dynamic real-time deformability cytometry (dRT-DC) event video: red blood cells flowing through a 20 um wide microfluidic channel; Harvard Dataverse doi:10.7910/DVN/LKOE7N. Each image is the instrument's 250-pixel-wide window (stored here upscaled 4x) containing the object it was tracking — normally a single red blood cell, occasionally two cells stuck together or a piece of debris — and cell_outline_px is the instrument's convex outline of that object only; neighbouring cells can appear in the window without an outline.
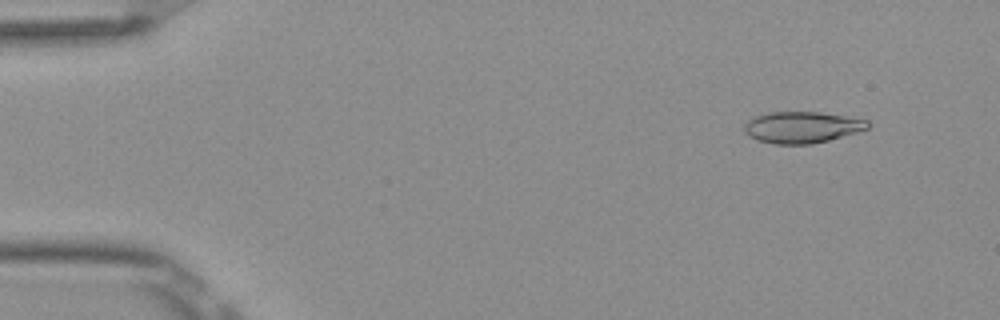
{"species": "Egyptian fruit bat (a non-hibernating species)", "species_latin": "Rousettus aegyptiacus", "temperature_condition": "room temperature", "stored_images_in_passage": 50, "segment_of_instrument_passage": [1, 2], "camera_frame_rate_fps": 3000, "um_per_image_px": 0.085, "frame": {"image": 1, "passage_image": 2, "time_ms": 0.333, "image_size_px": [1000, 320], "cell_outline_px": [[872, 124], [868, 128], [856, 132], [828, 140], [812, 144], [776, 144], [756, 140], [748, 136], [744, 132], [744, 124], [748, 120], [756, 116], [768, 112], [820, 112], [868, 120]], "centroid_in_image_um": [68.14, 10.82], "position_along_channel_um": 16.9, "area_um2": 22.6}}
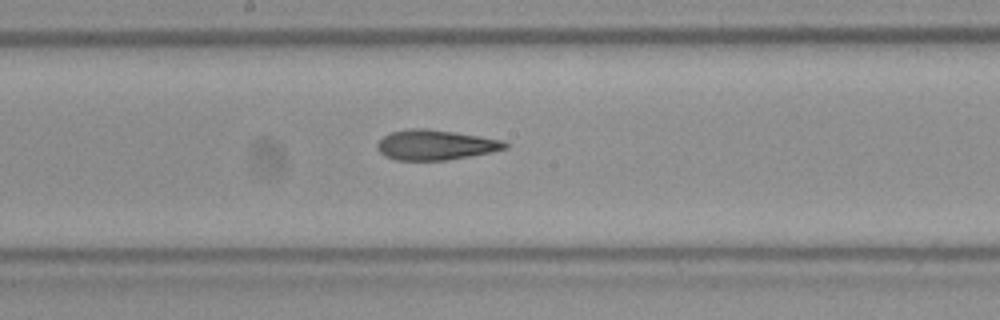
{"frame": {"image": 2, "passage_image": 25, "time_ms": 8.0, "image_size_px": [1000, 320], "cell_outline_px": [[508, 148], [492, 152], [448, 160], [396, 160], [384, 156], [376, 148], [376, 144], [384, 136], [392, 132], [412, 128], [428, 128], [480, 136], [504, 140], [508, 144]], "centroid_in_image_um": [37.02, 12.32], "position_along_channel_um": 211.2, "area_um2": 22.48}}
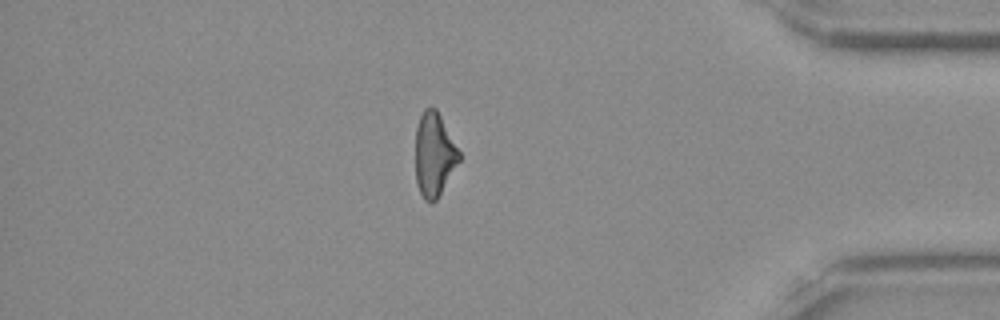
{"frame": {"image": 3, "passage_image": 42, "time_ms": 13.667, "image_size_px": [1000, 320], "cell_outline_px": [[460, 160], [436, 200], [424, 200], [416, 184], [416, 128], [420, 116], [424, 108], [436, 108], [460, 152]], "centroid_in_image_um": [36.89, 13.12], "position_along_channel_um": 398.3, "area_um2": 20.98}}